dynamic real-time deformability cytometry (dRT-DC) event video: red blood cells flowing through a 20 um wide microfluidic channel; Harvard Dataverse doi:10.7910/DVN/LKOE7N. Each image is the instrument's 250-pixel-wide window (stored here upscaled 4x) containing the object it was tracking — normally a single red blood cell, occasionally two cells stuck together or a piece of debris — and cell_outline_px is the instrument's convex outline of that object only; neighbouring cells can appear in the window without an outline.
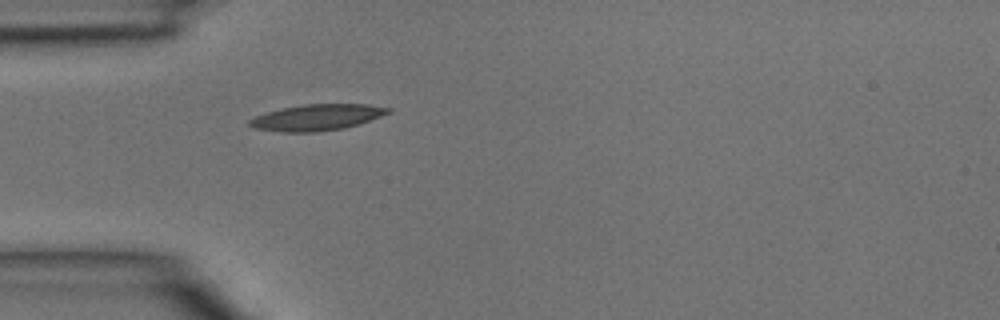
{"species": "common noctule bat (a hibernating species)", "species_latin": "Nyctalus noctula", "temperature_condition": "room temperature", "stored_images_in_passage": 3, "camera_frame_rate_fps": 3000, "um_per_image_px": 0.085, "animal": {"sex": "male", "body_mass_g": 15.6}, "frame": {"image": 1, "passage_image": 3, "time_ms": 0.667, "image_size_px": [1000, 320], "cell_outline_px": [[392, 112], [344, 128], [316, 132], [284, 132], [252, 128], [248, 124], [248, 120], [256, 116], [268, 112], [284, 108], [304, 104], [368, 104], [392, 108]], "centroid_in_image_um": [26.93, 9.98], "position_along_channel_um": 58.1, "area_um2": 20.92}}